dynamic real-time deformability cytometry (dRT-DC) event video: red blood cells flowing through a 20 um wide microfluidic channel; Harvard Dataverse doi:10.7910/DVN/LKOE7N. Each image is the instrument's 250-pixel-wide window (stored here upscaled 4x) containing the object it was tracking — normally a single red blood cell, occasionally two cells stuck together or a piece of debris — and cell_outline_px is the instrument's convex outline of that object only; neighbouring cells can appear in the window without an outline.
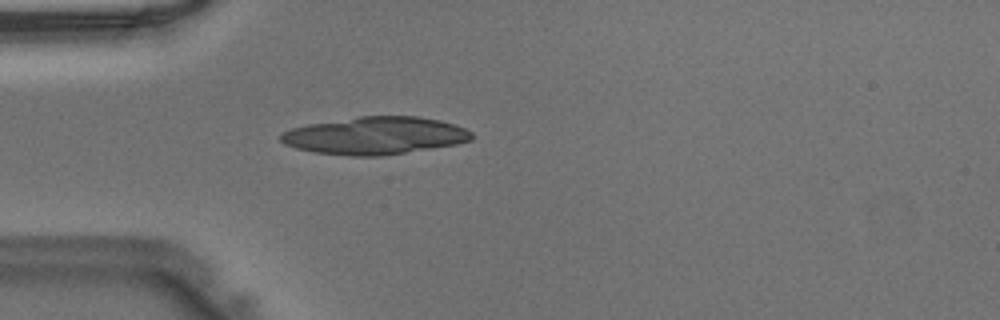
{"species": "Egyptian fruit bat (a non-hibernating species)", "species_latin": "Rousettus aegyptiacus", "temperature_condition": "warm", "stored_images_in_passage": 38, "camera_frame_rate_fps": 3000, "um_per_image_px": 0.085, "animal": {"sex": "male"}, "frame": {"image": 1, "passage_image": 4, "time_ms": 1.0, "image_size_px": [1000, 320], "cell_outline_px": [[468, 136], [464, 140], [448, 144], [396, 152], [328, 152], [304, 148], [292, 144], [284, 140], [284, 136], [288, 132], [300, 128], [372, 116], [404, 116], [432, 120], [448, 124], [460, 128], [468, 132]], "centroid_in_image_um": [31.98, 11.47], "position_along_channel_um": 53.0, "area_um2": 35.72}}
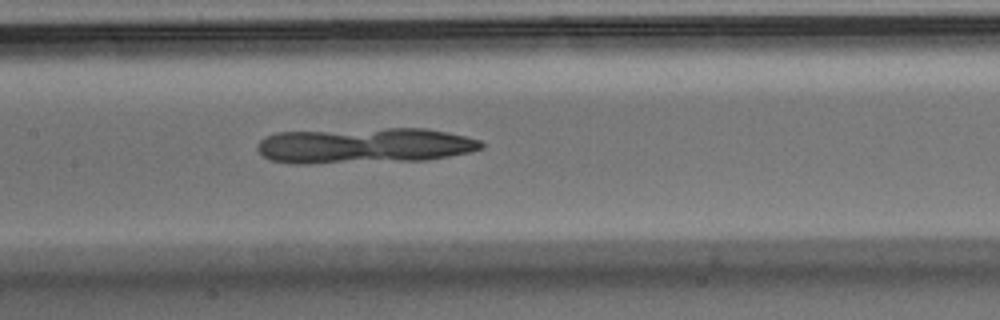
{"frame": {"image": 2, "passage_image": 13, "time_ms": 4.0, "image_size_px": [1000, 320], "cell_outline_px": [[480, 144], [476, 148], [460, 152], [440, 156], [328, 160], [280, 160], [268, 156], [260, 148], [264, 140], [272, 136], [296, 132], [436, 132], [456, 136], [472, 140]], "centroid_in_image_um": [30.86, 12.36], "position_along_channel_um": 176.5, "area_um2": 37.22}}
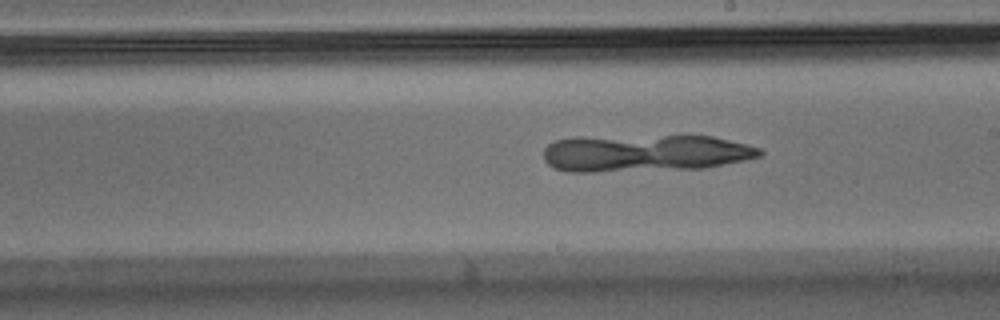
{"frame": {"image": 3, "passage_image": 17, "time_ms": 5.333, "image_size_px": [1000, 320], "cell_outline_px": [[760, 152], [752, 156], [712, 164], [608, 168], [560, 168], [552, 164], [548, 160], [548, 148], [552, 144], [564, 140], [676, 136], [704, 136], [752, 148]], "centroid_in_image_um": [54.79, 12.93], "position_along_channel_um": 234.2, "area_um2": 38.78}}